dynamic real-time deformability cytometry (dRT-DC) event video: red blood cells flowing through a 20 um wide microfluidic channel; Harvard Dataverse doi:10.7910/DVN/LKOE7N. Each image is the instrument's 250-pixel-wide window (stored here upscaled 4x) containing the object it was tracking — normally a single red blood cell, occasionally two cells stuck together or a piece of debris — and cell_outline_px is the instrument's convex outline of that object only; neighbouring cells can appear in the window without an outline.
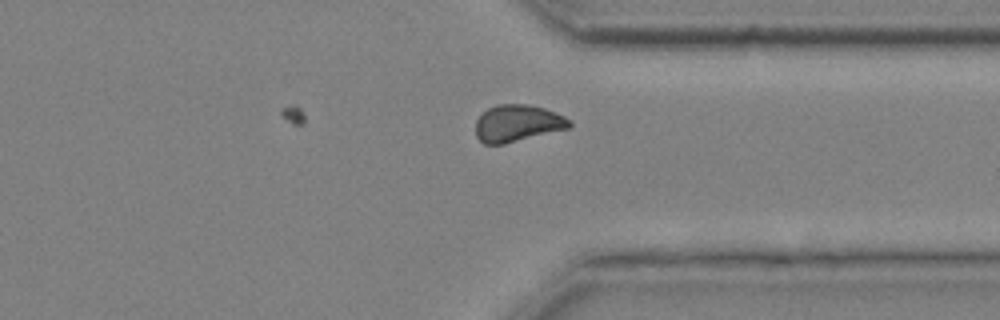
{"species": "common noctule bat (a hibernating species)", "species_latin": "Nyctalus noctula", "temperature_condition": "cold", "stored_images_in_passage": 31, "camera_frame_rate_fps": 3000, "um_per_image_px": 0.085, "animal": {"sex": "male", "body_mass_g": 20.4}, "frame": {"image": 1, "passage_image": 31, "time_ms": 10.0, "image_size_px": [1000, 320], "cell_outline_px": [[572, 124], [568, 128], [504, 144], [484, 144], [476, 136], [476, 120], [488, 108], [496, 104], [528, 104], [544, 108], [564, 116], [572, 120]], "centroid_in_image_um": [43.98, 10.47], "position_along_channel_um": 367.4, "area_um2": 20.11}}